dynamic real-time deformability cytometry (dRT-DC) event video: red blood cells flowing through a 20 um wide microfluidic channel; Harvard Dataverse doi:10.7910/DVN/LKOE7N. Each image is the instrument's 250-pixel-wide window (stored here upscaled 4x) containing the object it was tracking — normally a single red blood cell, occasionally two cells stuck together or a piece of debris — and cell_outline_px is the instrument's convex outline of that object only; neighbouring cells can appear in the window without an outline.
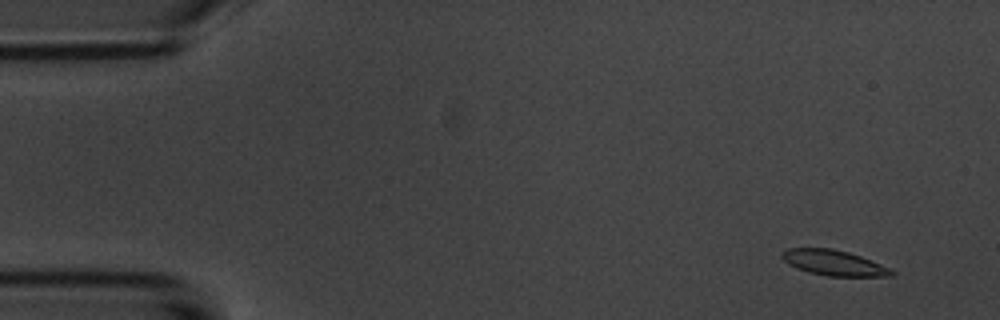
{"species": "common noctule bat (a hibernating species)", "species_latin": "Nyctalus noctula", "temperature_condition": "room temperature", "stored_images_in_passage": 9, "camera_frame_rate_fps": 3000, "um_per_image_px": 0.085, "animal": {"sex": "male", "body_mass_g": 20.1, "forearm_length_mm": 53.5}, "frame": {"image": 1, "passage_image": 1, "time_ms": 0.0, "image_size_px": [1000, 320], "cell_outline_px": [[896, 272], [892, 276], [828, 276], [808, 272], [796, 268], [788, 264], [780, 256], [788, 248], [832, 248], [848, 252], [860, 256], [880, 264]], "centroid_in_image_um": [70.85, 22.34], "position_along_channel_um": 14.1, "area_um2": 16.07}}
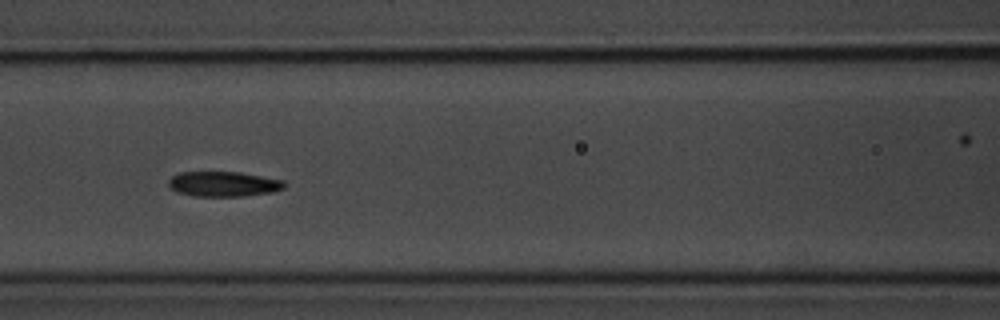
{"frame": {"image": 2, "passage_image": 7, "time_ms": 6.667, "image_size_px": [1000, 320], "cell_outline_px": [[284, 188], [272, 192], [240, 196], [192, 196], [176, 192], [168, 184], [168, 180], [172, 176], [180, 172], [240, 172], [284, 180]], "centroid_in_image_um": [18.97, 15.64], "position_along_channel_um": 147.6, "area_um2": 16.88}}
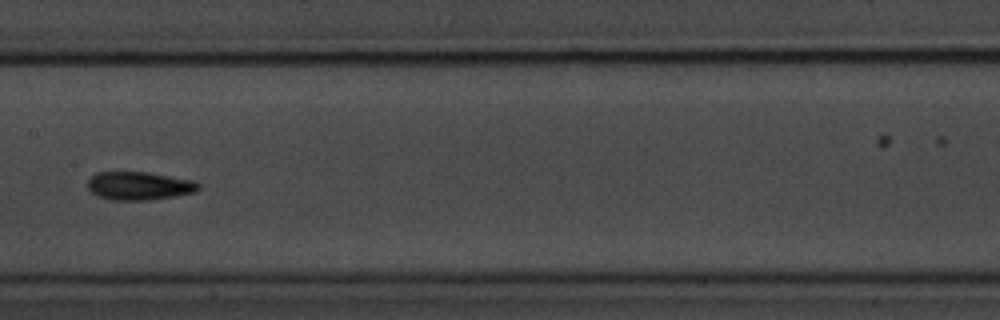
{"frame": {"image": 3, "passage_image": 8, "time_ms": 8.0, "image_size_px": [1000, 320], "cell_outline_px": [[200, 188], [196, 192], [148, 200], [108, 200], [96, 196], [88, 188], [88, 180], [96, 172], [148, 172], [192, 180], [200, 184]], "centroid_in_image_um": [11.8, 15.8], "position_along_channel_um": 195.6, "area_um2": 18.26}}